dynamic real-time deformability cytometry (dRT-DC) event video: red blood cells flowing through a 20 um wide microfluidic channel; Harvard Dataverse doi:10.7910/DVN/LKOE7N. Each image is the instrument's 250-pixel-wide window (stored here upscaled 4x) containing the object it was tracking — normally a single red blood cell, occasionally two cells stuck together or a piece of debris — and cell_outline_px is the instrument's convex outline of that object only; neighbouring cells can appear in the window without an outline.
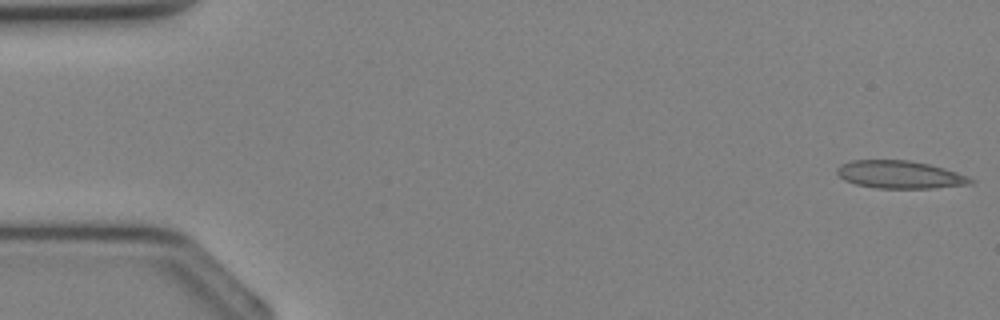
{"species": "Egyptian fruit bat (a non-hibernating species)", "species_latin": "Rousettus aegyptiacus", "temperature_condition": "cold", "stored_images_in_passage": 36, "camera_frame_rate_fps": 3000, "um_per_image_px": 0.085, "animal": {"sex": "female"}, "frame": {"image": 1, "passage_image": 1, "time_ms": 0.0, "image_size_px": [1000, 320], "cell_outline_px": [[976, 180], [972, 184], [932, 188], [876, 188], [856, 184], [844, 180], [836, 172], [836, 168], [840, 164], [852, 160], [908, 160], [928, 164], [944, 168], [968, 176]], "centroid_in_image_um": [76.49, 14.84], "position_along_channel_um": 8.5, "area_um2": 21.62}}
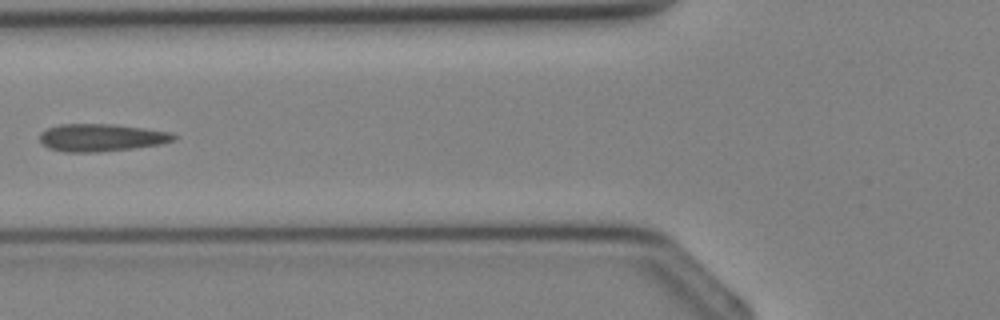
{"frame": {"image": 2, "passage_image": 14, "time_ms": 4.333, "image_size_px": [1000, 320], "cell_outline_px": [[180, 136], [176, 140], [164, 144], [132, 148], [96, 152], [68, 152], [48, 148], [40, 140], [40, 132], [48, 128], [60, 124], [116, 124], [172, 132]], "centroid_in_image_um": [8.69, 11.69], "position_along_channel_um": 117.1, "area_um2": 21.68}}
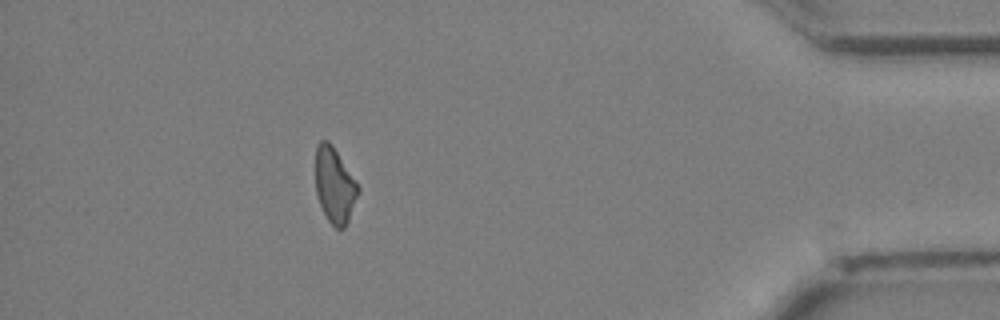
{"frame": {"image": 3, "passage_image": 32, "time_ms": 10.333, "image_size_px": [1000, 320], "cell_outline_px": [[360, 192], [348, 220], [344, 228], [336, 228], [328, 220], [320, 204], [316, 192], [316, 144], [320, 140], [328, 140], [332, 144], [356, 180], [360, 188]], "centroid_in_image_um": [28.46, 15.72], "position_along_channel_um": 406.7, "area_um2": 18.73}}